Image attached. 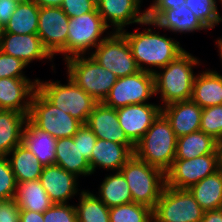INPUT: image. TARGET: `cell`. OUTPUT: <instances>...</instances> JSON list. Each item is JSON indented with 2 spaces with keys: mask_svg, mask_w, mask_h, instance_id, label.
Instances as JSON below:
<instances>
[{
  "mask_svg": "<svg viewBox=\"0 0 222 222\" xmlns=\"http://www.w3.org/2000/svg\"><path fill=\"white\" fill-rule=\"evenodd\" d=\"M20 0H0V20L5 25L16 10Z\"/></svg>",
  "mask_w": 222,
  "mask_h": 222,
  "instance_id": "cell-44",
  "label": "cell"
},
{
  "mask_svg": "<svg viewBox=\"0 0 222 222\" xmlns=\"http://www.w3.org/2000/svg\"><path fill=\"white\" fill-rule=\"evenodd\" d=\"M221 2V3H220ZM219 3L222 5V0H219ZM217 16H218V20H217V26H218V24L220 23V22H222V17H221V14L218 12V14H217Z\"/></svg>",
  "mask_w": 222,
  "mask_h": 222,
  "instance_id": "cell-51",
  "label": "cell"
},
{
  "mask_svg": "<svg viewBox=\"0 0 222 222\" xmlns=\"http://www.w3.org/2000/svg\"><path fill=\"white\" fill-rule=\"evenodd\" d=\"M0 50L7 55L19 58L27 66L34 60H53L37 34L4 32L0 39Z\"/></svg>",
  "mask_w": 222,
  "mask_h": 222,
  "instance_id": "cell-17",
  "label": "cell"
},
{
  "mask_svg": "<svg viewBox=\"0 0 222 222\" xmlns=\"http://www.w3.org/2000/svg\"><path fill=\"white\" fill-rule=\"evenodd\" d=\"M20 211L15 199L0 201V222H19Z\"/></svg>",
  "mask_w": 222,
  "mask_h": 222,
  "instance_id": "cell-43",
  "label": "cell"
},
{
  "mask_svg": "<svg viewBox=\"0 0 222 222\" xmlns=\"http://www.w3.org/2000/svg\"><path fill=\"white\" fill-rule=\"evenodd\" d=\"M216 44H217V47L219 48L218 52H219V57H220V60H222V37L221 38H217L216 40Z\"/></svg>",
  "mask_w": 222,
  "mask_h": 222,
  "instance_id": "cell-48",
  "label": "cell"
},
{
  "mask_svg": "<svg viewBox=\"0 0 222 222\" xmlns=\"http://www.w3.org/2000/svg\"><path fill=\"white\" fill-rule=\"evenodd\" d=\"M182 4H185V0H152L150 6L146 9V18L154 21L164 10H169Z\"/></svg>",
  "mask_w": 222,
  "mask_h": 222,
  "instance_id": "cell-42",
  "label": "cell"
},
{
  "mask_svg": "<svg viewBox=\"0 0 222 222\" xmlns=\"http://www.w3.org/2000/svg\"><path fill=\"white\" fill-rule=\"evenodd\" d=\"M39 6L32 0H20L10 20L5 24V32L14 34L38 33Z\"/></svg>",
  "mask_w": 222,
  "mask_h": 222,
  "instance_id": "cell-32",
  "label": "cell"
},
{
  "mask_svg": "<svg viewBox=\"0 0 222 222\" xmlns=\"http://www.w3.org/2000/svg\"><path fill=\"white\" fill-rule=\"evenodd\" d=\"M188 190L205 212L221 209L222 168L192 185Z\"/></svg>",
  "mask_w": 222,
  "mask_h": 222,
  "instance_id": "cell-28",
  "label": "cell"
},
{
  "mask_svg": "<svg viewBox=\"0 0 222 222\" xmlns=\"http://www.w3.org/2000/svg\"><path fill=\"white\" fill-rule=\"evenodd\" d=\"M201 108L222 104V75L215 70L196 74L191 98Z\"/></svg>",
  "mask_w": 222,
  "mask_h": 222,
  "instance_id": "cell-23",
  "label": "cell"
},
{
  "mask_svg": "<svg viewBox=\"0 0 222 222\" xmlns=\"http://www.w3.org/2000/svg\"><path fill=\"white\" fill-rule=\"evenodd\" d=\"M44 222H78L75 205L53 204L43 213Z\"/></svg>",
  "mask_w": 222,
  "mask_h": 222,
  "instance_id": "cell-38",
  "label": "cell"
},
{
  "mask_svg": "<svg viewBox=\"0 0 222 222\" xmlns=\"http://www.w3.org/2000/svg\"><path fill=\"white\" fill-rule=\"evenodd\" d=\"M138 30L126 32L125 29L121 33L125 36L141 71L153 73L157 68L159 70L165 67L185 51L179 41L167 37L165 34L160 35L159 31L156 32L153 28H145L142 32H138ZM152 67L157 68L152 69Z\"/></svg>",
  "mask_w": 222,
  "mask_h": 222,
  "instance_id": "cell-1",
  "label": "cell"
},
{
  "mask_svg": "<svg viewBox=\"0 0 222 222\" xmlns=\"http://www.w3.org/2000/svg\"><path fill=\"white\" fill-rule=\"evenodd\" d=\"M86 124L97 138L126 145L134 152L135 145L120 128L115 108L108 107L103 102H98L89 115Z\"/></svg>",
  "mask_w": 222,
  "mask_h": 222,
  "instance_id": "cell-16",
  "label": "cell"
},
{
  "mask_svg": "<svg viewBox=\"0 0 222 222\" xmlns=\"http://www.w3.org/2000/svg\"><path fill=\"white\" fill-rule=\"evenodd\" d=\"M27 65L19 58L7 55L0 50V79L28 78L23 71Z\"/></svg>",
  "mask_w": 222,
  "mask_h": 222,
  "instance_id": "cell-39",
  "label": "cell"
},
{
  "mask_svg": "<svg viewBox=\"0 0 222 222\" xmlns=\"http://www.w3.org/2000/svg\"><path fill=\"white\" fill-rule=\"evenodd\" d=\"M177 136L160 113L143 137L135 144L134 155L166 173L176 157Z\"/></svg>",
  "mask_w": 222,
  "mask_h": 222,
  "instance_id": "cell-3",
  "label": "cell"
},
{
  "mask_svg": "<svg viewBox=\"0 0 222 222\" xmlns=\"http://www.w3.org/2000/svg\"><path fill=\"white\" fill-rule=\"evenodd\" d=\"M204 213L188 189L165 185L153 209V222H200Z\"/></svg>",
  "mask_w": 222,
  "mask_h": 222,
  "instance_id": "cell-9",
  "label": "cell"
},
{
  "mask_svg": "<svg viewBox=\"0 0 222 222\" xmlns=\"http://www.w3.org/2000/svg\"><path fill=\"white\" fill-rule=\"evenodd\" d=\"M69 17L61 7H39L38 33L43 47L54 58L63 54L67 59Z\"/></svg>",
  "mask_w": 222,
  "mask_h": 222,
  "instance_id": "cell-13",
  "label": "cell"
},
{
  "mask_svg": "<svg viewBox=\"0 0 222 222\" xmlns=\"http://www.w3.org/2000/svg\"><path fill=\"white\" fill-rule=\"evenodd\" d=\"M28 116L14 110L0 109V156H7L22 143Z\"/></svg>",
  "mask_w": 222,
  "mask_h": 222,
  "instance_id": "cell-26",
  "label": "cell"
},
{
  "mask_svg": "<svg viewBox=\"0 0 222 222\" xmlns=\"http://www.w3.org/2000/svg\"><path fill=\"white\" fill-rule=\"evenodd\" d=\"M75 205L78 222H110L109 209L93 192L83 190Z\"/></svg>",
  "mask_w": 222,
  "mask_h": 222,
  "instance_id": "cell-33",
  "label": "cell"
},
{
  "mask_svg": "<svg viewBox=\"0 0 222 222\" xmlns=\"http://www.w3.org/2000/svg\"><path fill=\"white\" fill-rule=\"evenodd\" d=\"M39 7H60L63 0H32Z\"/></svg>",
  "mask_w": 222,
  "mask_h": 222,
  "instance_id": "cell-47",
  "label": "cell"
},
{
  "mask_svg": "<svg viewBox=\"0 0 222 222\" xmlns=\"http://www.w3.org/2000/svg\"><path fill=\"white\" fill-rule=\"evenodd\" d=\"M65 63L67 76L98 102L104 101L118 79L90 55L70 57Z\"/></svg>",
  "mask_w": 222,
  "mask_h": 222,
  "instance_id": "cell-6",
  "label": "cell"
},
{
  "mask_svg": "<svg viewBox=\"0 0 222 222\" xmlns=\"http://www.w3.org/2000/svg\"><path fill=\"white\" fill-rule=\"evenodd\" d=\"M142 0H96L97 11L105 25L113 32H121L130 24H141L146 18V9L141 12ZM112 26V27H110Z\"/></svg>",
  "mask_w": 222,
  "mask_h": 222,
  "instance_id": "cell-14",
  "label": "cell"
},
{
  "mask_svg": "<svg viewBox=\"0 0 222 222\" xmlns=\"http://www.w3.org/2000/svg\"><path fill=\"white\" fill-rule=\"evenodd\" d=\"M200 131L218 142L222 140V104L203 108Z\"/></svg>",
  "mask_w": 222,
  "mask_h": 222,
  "instance_id": "cell-36",
  "label": "cell"
},
{
  "mask_svg": "<svg viewBox=\"0 0 222 222\" xmlns=\"http://www.w3.org/2000/svg\"><path fill=\"white\" fill-rule=\"evenodd\" d=\"M37 89V78H1L0 109L29 115L31 99Z\"/></svg>",
  "mask_w": 222,
  "mask_h": 222,
  "instance_id": "cell-19",
  "label": "cell"
},
{
  "mask_svg": "<svg viewBox=\"0 0 222 222\" xmlns=\"http://www.w3.org/2000/svg\"><path fill=\"white\" fill-rule=\"evenodd\" d=\"M153 95H155L153 73L140 70L132 75L118 78L103 103L117 109L127 105L147 103Z\"/></svg>",
  "mask_w": 222,
  "mask_h": 222,
  "instance_id": "cell-11",
  "label": "cell"
},
{
  "mask_svg": "<svg viewBox=\"0 0 222 222\" xmlns=\"http://www.w3.org/2000/svg\"><path fill=\"white\" fill-rule=\"evenodd\" d=\"M161 109L160 105L150 102L117 108L119 126L135 145L159 116Z\"/></svg>",
  "mask_w": 222,
  "mask_h": 222,
  "instance_id": "cell-15",
  "label": "cell"
},
{
  "mask_svg": "<svg viewBox=\"0 0 222 222\" xmlns=\"http://www.w3.org/2000/svg\"><path fill=\"white\" fill-rule=\"evenodd\" d=\"M110 34L94 49L90 56L118 78L132 75L140 69L131 48L121 32Z\"/></svg>",
  "mask_w": 222,
  "mask_h": 222,
  "instance_id": "cell-10",
  "label": "cell"
},
{
  "mask_svg": "<svg viewBox=\"0 0 222 222\" xmlns=\"http://www.w3.org/2000/svg\"><path fill=\"white\" fill-rule=\"evenodd\" d=\"M74 142H78L81 154L90 161L92 157V150L97 141V137L87 126V124H82L78 132L73 136Z\"/></svg>",
  "mask_w": 222,
  "mask_h": 222,
  "instance_id": "cell-40",
  "label": "cell"
},
{
  "mask_svg": "<svg viewBox=\"0 0 222 222\" xmlns=\"http://www.w3.org/2000/svg\"><path fill=\"white\" fill-rule=\"evenodd\" d=\"M61 9L69 18L93 12L96 8V0H63Z\"/></svg>",
  "mask_w": 222,
  "mask_h": 222,
  "instance_id": "cell-41",
  "label": "cell"
},
{
  "mask_svg": "<svg viewBox=\"0 0 222 222\" xmlns=\"http://www.w3.org/2000/svg\"><path fill=\"white\" fill-rule=\"evenodd\" d=\"M220 168V153L206 154L193 159H174L165 173L166 185L175 189H189Z\"/></svg>",
  "mask_w": 222,
  "mask_h": 222,
  "instance_id": "cell-12",
  "label": "cell"
},
{
  "mask_svg": "<svg viewBox=\"0 0 222 222\" xmlns=\"http://www.w3.org/2000/svg\"><path fill=\"white\" fill-rule=\"evenodd\" d=\"M67 84L60 81H41L37 78V90L53 105L86 124L89 115L98 103L91 95L67 76Z\"/></svg>",
  "mask_w": 222,
  "mask_h": 222,
  "instance_id": "cell-5",
  "label": "cell"
},
{
  "mask_svg": "<svg viewBox=\"0 0 222 222\" xmlns=\"http://www.w3.org/2000/svg\"><path fill=\"white\" fill-rule=\"evenodd\" d=\"M202 110L190 99L163 106L161 113L179 138L200 130Z\"/></svg>",
  "mask_w": 222,
  "mask_h": 222,
  "instance_id": "cell-20",
  "label": "cell"
},
{
  "mask_svg": "<svg viewBox=\"0 0 222 222\" xmlns=\"http://www.w3.org/2000/svg\"><path fill=\"white\" fill-rule=\"evenodd\" d=\"M96 194L108 208L133 202L128 183L121 171L106 175Z\"/></svg>",
  "mask_w": 222,
  "mask_h": 222,
  "instance_id": "cell-31",
  "label": "cell"
},
{
  "mask_svg": "<svg viewBox=\"0 0 222 222\" xmlns=\"http://www.w3.org/2000/svg\"><path fill=\"white\" fill-rule=\"evenodd\" d=\"M16 183L38 180L44 166L23 143L16 146L7 155Z\"/></svg>",
  "mask_w": 222,
  "mask_h": 222,
  "instance_id": "cell-27",
  "label": "cell"
},
{
  "mask_svg": "<svg viewBox=\"0 0 222 222\" xmlns=\"http://www.w3.org/2000/svg\"><path fill=\"white\" fill-rule=\"evenodd\" d=\"M55 164L67 172L79 176L91 175L89 161L81 154L78 142L73 137H64L56 140Z\"/></svg>",
  "mask_w": 222,
  "mask_h": 222,
  "instance_id": "cell-24",
  "label": "cell"
},
{
  "mask_svg": "<svg viewBox=\"0 0 222 222\" xmlns=\"http://www.w3.org/2000/svg\"><path fill=\"white\" fill-rule=\"evenodd\" d=\"M19 222H44L43 213L21 210Z\"/></svg>",
  "mask_w": 222,
  "mask_h": 222,
  "instance_id": "cell-45",
  "label": "cell"
},
{
  "mask_svg": "<svg viewBox=\"0 0 222 222\" xmlns=\"http://www.w3.org/2000/svg\"><path fill=\"white\" fill-rule=\"evenodd\" d=\"M200 222H222V208L206 211Z\"/></svg>",
  "mask_w": 222,
  "mask_h": 222,
  "instance_id": "cell-46",
  "label": "cell"
},
{
  "mask_svg": "<svg viewBox=\"0 0 222 222\" xmlns=\"http://www.w3.org/2000/svg\"><path fill=\"white\" fill-rule=\"evenodd\" d=\"M56 138L38 129L29 119L23 129L22 143L38 158L43 166L55 164Z\"/></svg>",
  "mask_w": 222,
  "mask_h": 222,
  "instance_id": "cell-25",
  "label": "cell"
},
{
  "mask_svg": "<svg viewBox=\"0 0 222 222\" xmlns=\"http://www.w3.org/2000/svg\"><path fill=\"white\" fill-rule=\"evenodd\" d=\"M217 0H185V6L188 7L201 23L211 30L217 25L218 7Z\"/></svg>",
  "mask_w": 222,
  "mask_h": 222,
  "instance_id": "cell-35",
  "label": "cell"
},
{
  "mask_svg": "<svg viewBox=\"0 0 222 222\" xmlns=\"http://www.w3.org/2000/svg\"><path fill=\"white\" fill-rule=\"evenodd\" d=\"M133 154L134 152L126 145L97 138L89 161L91 175L98 167L106 171H120Z\"/></svg>",
  "mask_w": 222,
  "mask_h": 222,
  "instance_id": "cell-22",
  "label": "cell"
},
{
  "mask_svg": "<svg viewBox=\"0 0 222 222\" xmlns=\"http://www.w3.org/2000/svg\"><path fill=\"white\" fill-rule=\"evenodd\" d=\"M200 63L197 57L185 50L165 67L153 72L155 95L160 94L161 107L192 98L196 76L193 68L201 66Z\"/></svg>",
  "mask_w": 222,
  "mask_h": 222,
  "instance_id": "cell-2",
  "label": "cell"
},
{
  "mask_svg": "<svg viewBox=\"0 0 222 222\" xmlns=\"http://www.w3.org/2000/svg\"><path fill=\"white\" fill-rule=\"evenodd\" d=\"M39 180L54 204L69 203L83 191L77 188L78 177L56 164L44 166Z\"/></svg>",
  "mask_w": 222,
  "mask_h": 222,
  "instance_id": "cell-18",
  "label": "cell"
},
{
  "mask_svg": "<svg viewBox=\"0 0 222 222\" xmlns=\"http://www.w3.org/2000/svg\"><path fill=\"white\" fill-rule=\"evenodd\" d=\"M14 199L21 210L39 213H44L54 204L39 179L17 183Z\"/></svg>",
  "mask_w": 222,
  "mask_h": 222,
  "instance_id": "cell-30",
  "label": "cell"
},
{
  "mask_svg": "<svg viewBox=\"0 0 222 222\" xmlns=\"http://www.w3.org/2000/svg\"><path fill=\"white\" fill-rule=\"evenodd\" d=\"M17 183L7 156H0V201L15 198Z\"/></svg>",
  "mask_w": 222,
  "mask_h": 222,
  "instance_id": "cell-37",
  "label": "cell"
},
{
  "mask_svg": "<svg viewBox=\"0 0 222 222\" xmlns=\"http://www.w3.org/2000/svg\"><path fill=\"white\" fill-rule=\"evenodd\" d=\"M120 171L128 183L133 202L154 209L166 185L165 173L134 154Z\"/></svg>",
  "mask_w": 222,
  "mask_h": 222,
  "instance_id": "cell-4",
  "label": "cell"
},
{
  "mask_svg": "<svg viewBox=\"0 0 222 222\" xmlns=\"http://www.w3.org/2000/svg\"><path fill=\"white\" fill-rule=\"evenodd\" d=\"M4 32H5V25L0 20V39L1 36L4 34Z\"/></svg>",
  "mask_w": 222,
  "mask_h": 222,
  "instance_id": "cell-49",
  "label": "cell"
},
{
  "mask_svg": "<svg viewBox=\"0 0 222 222\" xmlns=\"http://www.w3.org/2000/svg\"><path fill=\"white\" fill-rule=\"evenodd\" d=\"M110 222H153V209L134 202L109 209Z\"/></svg>",
  "mask_w": 222,
  "mask_h": 222,
  "instance_id": "cell-34",
  "label": "cell"
},
{
  "mask_svg": "<svg viewBox=\"0 0 222 222\" xmlns=\"http://www.w3.org/2000/svg\"><path fill=\"white\" fill-rule=\"evenodd\" d=\"M219 151H220V162L222 168V140L219 142Z\"/></svg>",
  "mask_w": 222,
  "mask_h": 222,
  "instance_id": "cell-50",
  "label": "cell"
},
{
  "mask_svg": "<svg viewBox=\"0 0 222 222\" xmlns=\"http://www.w3.org/2000/svg\"><path fill=\"white\" fill-rule=\"evenodd\" d=\"M211 153H220L219 142L203 131L177 138L175 159H193Z\"/></svg>",
  "mask_w": 222,
  "mask_h": 222,
  "instance_id": "cell-29",
  "label": "cell"
},
{
  "mask_svg": "<svg viewBox=\"0 0 222 222\" xmlns=\"http://www.w3.org/2000/svg\"><path fill=\"white\" fill-rule=\"evenodd\" d=\"M108 29L97 8L93 12L69 18L67 59L75 56L90 55L93 49L110 34L107 32ZM106 32L107 35L105 36L104 33Z\"/></svg>",
  "mask_w": 222,
  "mask_h": 222,
  "instance_id": "cell-7",
  "label": "cell"
},
{
  "mask_svg": "<svg viewBox=\"0 0 222 222\" xmlns=\"http://www.w3.org/2000/svg\"><path fill=\"white\" fill-rule=\"evenodd\" d=\"M140 25L153 26L154 29L162 28L163 31L168 30L176 34L208 30L185 4L164 10L154 21L146 19Z\"/></svg>",
  "mask_w": 222,
  "mask_h": 222,
  "instance_id": "cell-21",
  "label": "cell"
},
{
  "mask_svg": "<svg viewBox=\"0 0 222 222\" xmlns=\"http://www.w3.org/2000/svg\"><path fill=\"white\" fill-rule=\"evenodd\" d=\"M28 119L56 139L73 137L82 123L50 103L37 89L31 99Z\"/></svg>",
  "mask_w": 222,
  "mask_h": 222,
  "instance_id": "cell-8",
  "label": "cell"
}]
</instances>
